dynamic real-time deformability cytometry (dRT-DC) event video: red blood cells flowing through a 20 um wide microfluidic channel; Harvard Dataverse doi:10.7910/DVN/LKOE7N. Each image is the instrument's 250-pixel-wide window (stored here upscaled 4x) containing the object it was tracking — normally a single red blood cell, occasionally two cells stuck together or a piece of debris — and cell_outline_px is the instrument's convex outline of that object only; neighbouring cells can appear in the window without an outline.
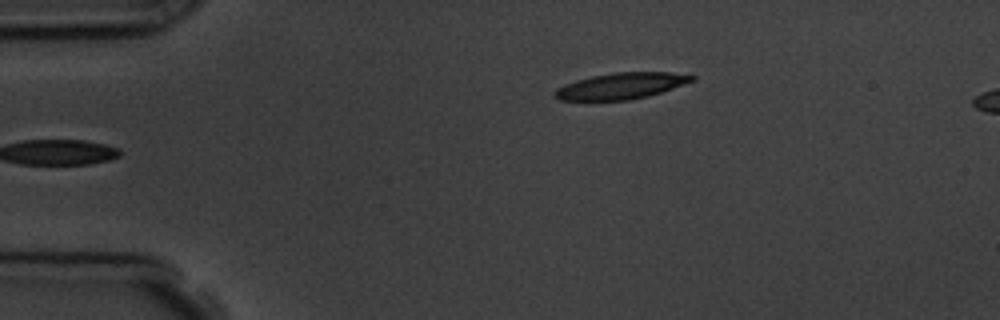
{"species": "common noctule bat (a hibernating species)", "species_latin": "Nyctalus noctula", "temperature_condition": "room temperature", "stored_images_in_passage": 4, "camera_frame_rate_fps": 3000, "um_per_image_px": 0.085, "animal": {"sex": "male", "body_mass_g": 19.5, "forearm_length_mm": 54.6}, "frame": {"image": 1, "passage_image": 4, "time_ms": 4.0, "image_size_px": [1000, 320], "cell_outline_px": [[696, 80], [648, 96], [628, 100], [560, 100], [552, 96], [552, 92], [556, 88], [564, 84], [576, 80], [592, 76], [616, 72], [668, 72], [696, 76]], "centroid_in_image_um": [52.75, 7.3], "position_along_channel_um": 32.3, "area_um2": 20.92}}